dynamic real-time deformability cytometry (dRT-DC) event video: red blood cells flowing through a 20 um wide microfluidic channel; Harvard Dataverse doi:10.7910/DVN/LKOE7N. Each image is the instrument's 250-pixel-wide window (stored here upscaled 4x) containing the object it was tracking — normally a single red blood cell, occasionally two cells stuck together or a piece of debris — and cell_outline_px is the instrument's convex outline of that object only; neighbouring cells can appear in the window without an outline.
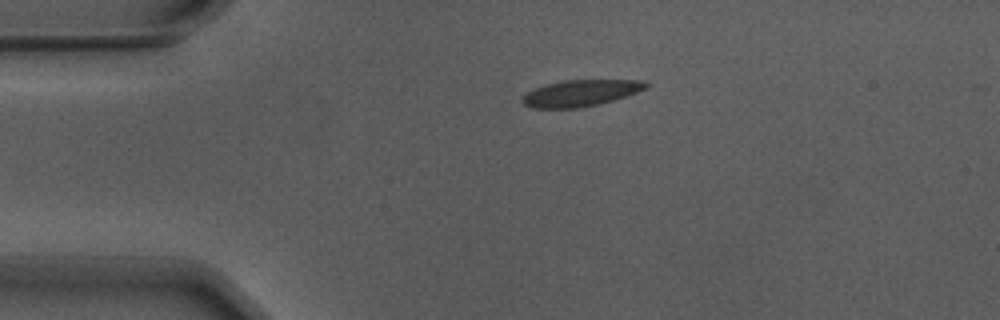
{"species": "Egyptian fruit bat (a non-hibernating species)", "species_latin": "Rousettus aegyptiacus", "temperature_condition": "warm", "stored_images_in_passage": 26, "camera_frame_rate_fps": 3000, "um_per_image_px": 0.085, "animal": {"sex": "male"}, "frame": {"image": 1, "passage_image": 1, "time_ms": 0.0, "image_size_px": [1000, 320], "cell_outline_px": [[648, 88], [600, 104], [580, 108], [532, 108], [524, 104], [520, 100], [528, 92], [544, 84], [560, 80], [640, 80], [648, 84]], "centroid_in_image_um": [49.32, 7.91], "position_along_channel_um": 35.7, "area_um2": 18.96}}
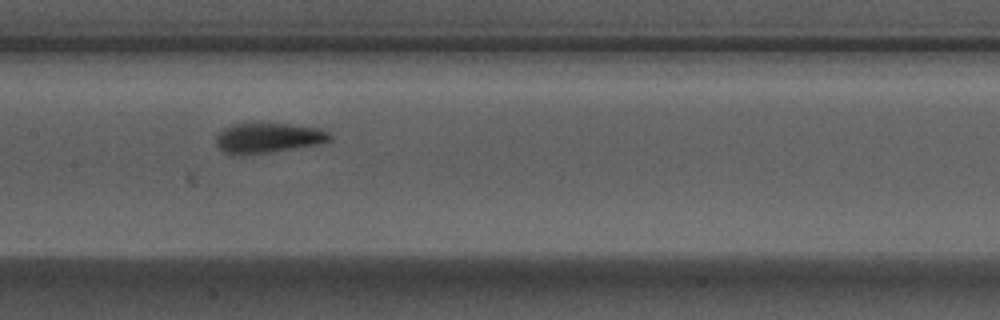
{"frame": {"image": 2, "passage_image": 16, "time_ms": 5.0, "image_size_px": [1000, 320], "cell_outline_px": [[332, 140], [320, 144], [268, 152], [240, 156], [232, 156], [224, 152], [216, 144], [216, 136], [224, 128], [232, 124], [288, 124], [320, 128], [328, 132], [332, 136]], "centroid_in_image_um": [22.78, 11.74], "position_along_channel_um": 184.6, "area_um2": 19.94}}
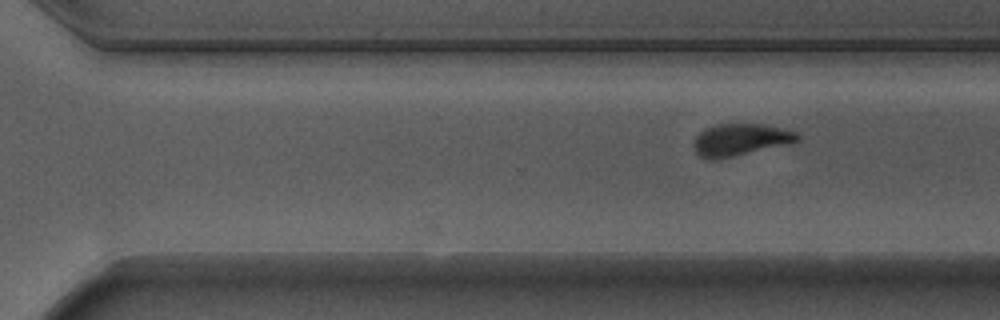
{"frame": {"image": 3, "passage_image": 26, "time_ms": 8.333, "image_size_px": [1000, 320], "cell_outline_px": [[800, 140], [784, 144], [716, 160], [708, 160], [700, 156], [692, 148], [692, 144], [696, 136], [704, 128], [716, 124], [760, 124], [780, 128], [796, 132], [800, 136]], "centroid_in_image_um": [62.84, 11.87], "position_along_channel_um": 307.8, "area_um2": 19.13}}